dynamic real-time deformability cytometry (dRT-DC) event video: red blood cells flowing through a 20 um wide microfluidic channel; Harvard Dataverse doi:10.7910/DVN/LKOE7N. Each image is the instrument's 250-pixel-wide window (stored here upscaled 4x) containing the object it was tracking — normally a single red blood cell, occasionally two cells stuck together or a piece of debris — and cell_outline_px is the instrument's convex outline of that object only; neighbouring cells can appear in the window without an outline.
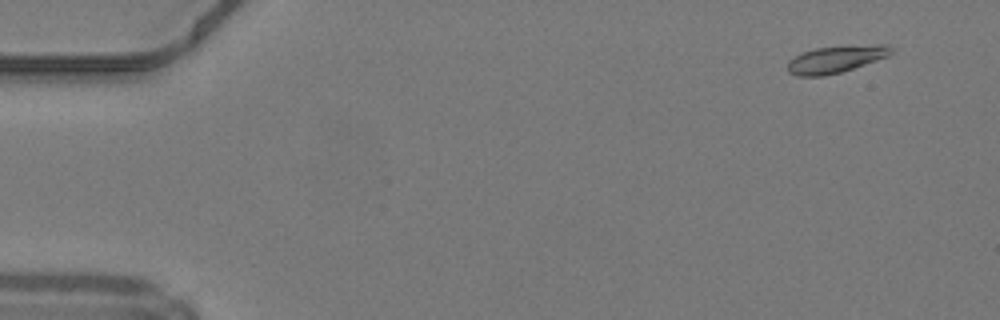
{"species": "common noctule bat (a hibernating species)", "species_latin": "Nyctalus noctula", "temperature_condition": "warm", "stored_images_in_passage": 48, "camera_frame_rate_fps": 3000, "um_per_image_px": 0.085, "animal": {"sex": "male", "body_mass_g": 19.2, "forearm_length_mm": 51.8}, "frame": {"image": 1, "passage_image": 2, "time_ms": 0.333, "image_size_px": [1000, 320], "cell_outline_px": [[896, 48], [888, 56], [840, 72], [824, 76], [796, 76], [788, 72], [788, 60], [804, 52], [816, 48], [876, 44], [888, 44]], "centroid_in_image_um": [71.07, 5.03], "position_along_channel_um": 13.9, "area_um2": 16.18}}
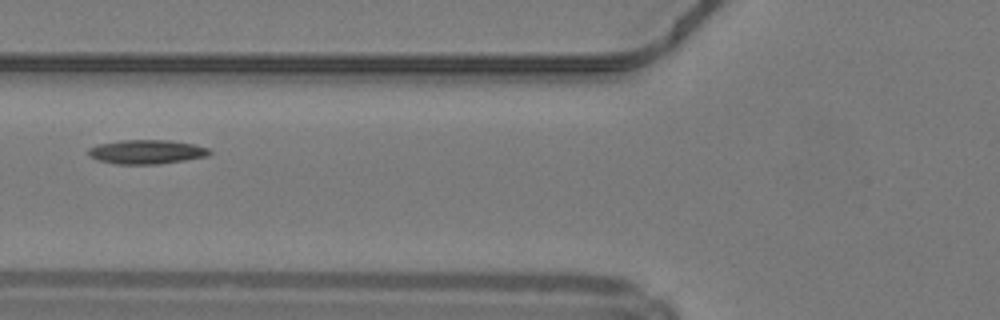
{"frame": {"image": 2, "passage_image": 18, "time_ms": 5.667, "image_size_px": [1000, 320], "cell_outline_px": [[212, 152], [208, 156], [160, 164], [116, 164], [100, 160], [88, 156], [88, 148], [96, 144], [120, 140], [168, 140], [192, 144], [208, 148]], "centroid_in_image_um": [12.43, 12.9], "position_along_channel_um": 113.4, "area_um2": 17.05}}
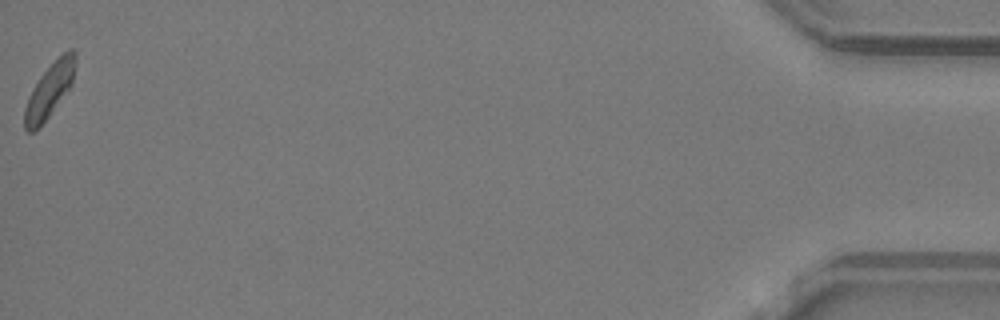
{"frame": {"image": 3, "passage_image": 48, "time_ms": 15.667, "image_size_px": [1000, 320], "cell_outline_px": [[76, 64], [72, 84], [48, 116], [32, 132], [28, 132], [24, 128], [24, 108], [28, 96], [32, 88], [40, 76], [68, 48], [72, 48], [76, 52]], "centroid_in_image_um": [4.21, 7.64], "position_along_channel_um": 431.0, "area_um2": 15.66}, "authors_computed_cell_mechanics": {"area_um2": 16.2707, "velocity_mm_per_s": 4.1808, "shape_relaxation_time_tau1_ms": 4.7974, "shape_relaxation_time_tau2_ms": 3.485, "deformation_change_tau1": 0.1635, "deformation_change_tau2": 0.0944}}